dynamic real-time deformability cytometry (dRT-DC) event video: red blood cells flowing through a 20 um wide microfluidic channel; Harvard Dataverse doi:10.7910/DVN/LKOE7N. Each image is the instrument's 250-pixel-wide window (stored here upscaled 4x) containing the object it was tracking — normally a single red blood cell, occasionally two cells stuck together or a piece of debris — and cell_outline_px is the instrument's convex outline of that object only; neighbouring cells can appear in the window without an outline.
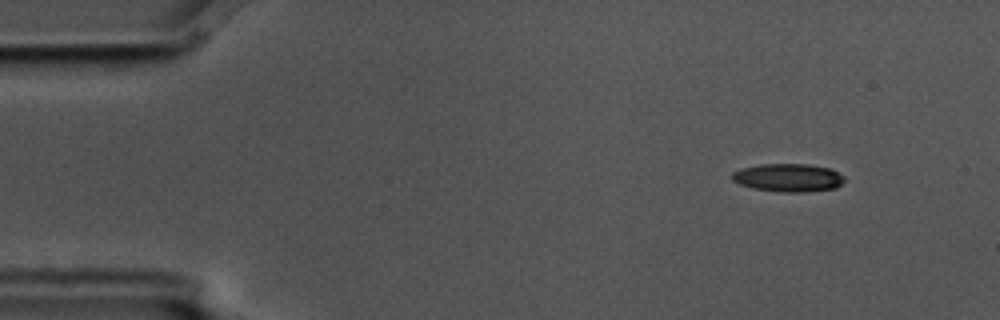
{"species": "common noctule bat (a hibernating species)", "species_latin": "Nyctalus noctula", "temperature_condition": "cold", "stored_images_in_passage": 5, "segment_of_instrument_passage": [1, 2], "camera_frame_rate_fps": 3000, "um_per_image_px": 0.085, "animal": {"sex": "male", "body_mass_g": 17.5, "forearm_length_mm": 52.3}, "frame": {"image": 1, "passage_image": 2, "time_ms": 0.333, "image_size_px": [1000, 320], "cell_outline_px": [[844, 180], [836, 188], [804, 192], [780, 192], [752, 188], [740, 184], [732, 180], [732, 172], [740, 168], [760, 164], [808, 164], [832, 168], [844, 176]], "centroid_in_image_um": [67.0, 15.09], "position_along_channel_um": 18.0, "area_um2": 18.55}}
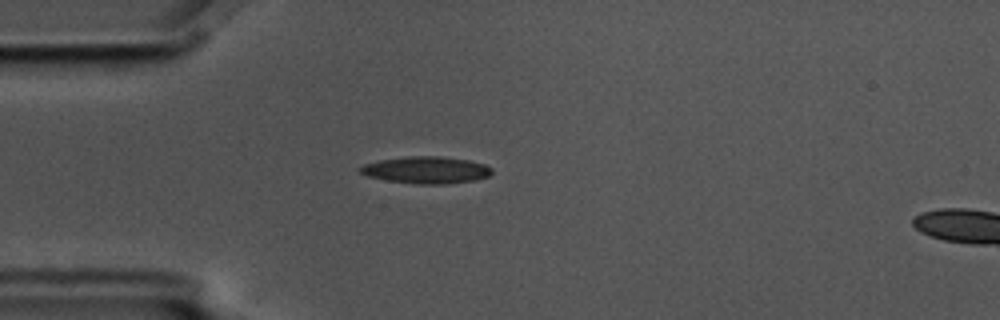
{"frame": {"image": 2, "passage_image": 4, "time_ms": 1.0, "image_size_px": [1000, 320], "cell_outline_px": [[492, 172], [488, 176], [476, 180], [444, 184], [420, 184], [388, 180], [368, 176], [360, 172], [356, 168], [364, 164], [380, 160], [408, 156], [440, 156], [468, 160], [484, 164], [492, 168]], "centroid_in_image_um": [36.23, 14.44], "position_along_channel_um": 48.8, "area_um2": 20.58}}